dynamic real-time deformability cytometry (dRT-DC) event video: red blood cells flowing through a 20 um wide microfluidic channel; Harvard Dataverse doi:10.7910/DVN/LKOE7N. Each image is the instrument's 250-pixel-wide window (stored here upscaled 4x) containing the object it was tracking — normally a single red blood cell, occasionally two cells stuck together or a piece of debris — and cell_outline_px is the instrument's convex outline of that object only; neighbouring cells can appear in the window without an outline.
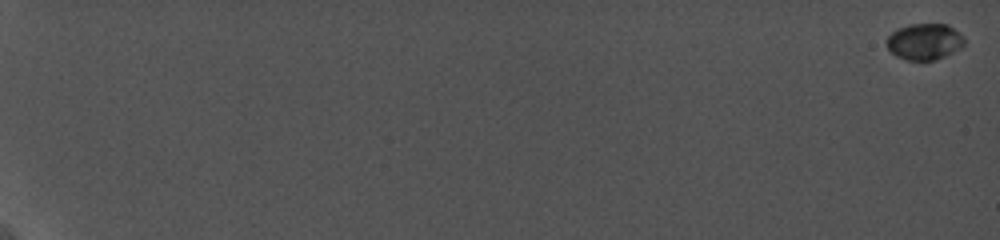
{"species": "common noctule bat (a hibernating species)", "species_latin": "Nyctalus noctula", "temperature_condition": "cold", "stored_images_in_passage": 28, "camera_frame_rate_fps": 5000, "um_per_image_px": 0.085, "animal": {"sex": "female", "body_mass_g": 19.0, "forearm_length_mm": 56.7}, "frame": {"image": 1, "passage_image": 1, "time_ms": 0.0, "image_size_px": [1000, 240], "cell_outline_px": [[964, 44], [960, 48], [936, 60], [908, 60], [896, 56], [888, 48], [884, 40], [892, 32], [908, 24], [948, 24], [964, 36]], "centroid_in_image_um": [78.57, 3.53], "position_along_channel_um": 6.4, "area_um2": 16.42}}
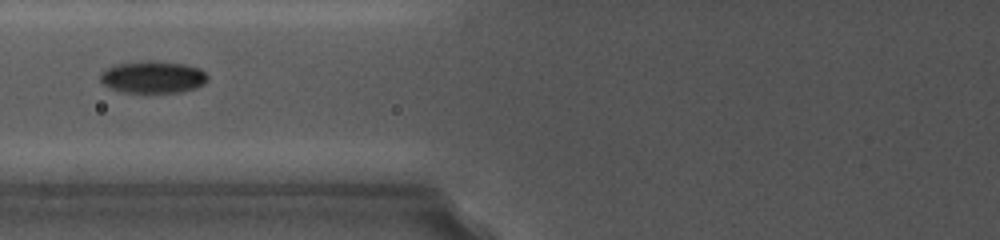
{"frame": {"image": 2, "passage_image": 16, "time_ms": 10.0, "image_size_px": [1000, 240], "cell_outline_px": [[208, 80], [204, 84], [196, 88], [180, 92], [120, 92], [104, 84], [100, 80], [100, 72], [104, 68], [116, 64], [148, 60], [184, 64], [200, 68], [208, 76]], "centroid_in_image_um": [12.99, 6.54], "position_along_channel_um": 112.8, "area_um2": 20.17}}
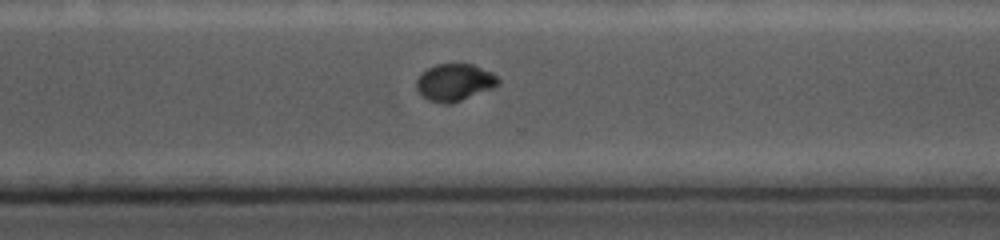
{"frame": {"image": 3, "passage_image": 28, "time_ms": 15.8, "image_size_px": [1000, 240], "cell_outline_px": [[500, 84], [492, 88], [452, 104], [440, 104], [428, 100], [416, 88], [416, 80], [420, 72], [436, 64], [472, 64], [492, 72], [500, 80]], "centroid_in_image_um": [38.62, 7.0], "position_along_channel_um": 332.0, "area_um2": 17.8}}